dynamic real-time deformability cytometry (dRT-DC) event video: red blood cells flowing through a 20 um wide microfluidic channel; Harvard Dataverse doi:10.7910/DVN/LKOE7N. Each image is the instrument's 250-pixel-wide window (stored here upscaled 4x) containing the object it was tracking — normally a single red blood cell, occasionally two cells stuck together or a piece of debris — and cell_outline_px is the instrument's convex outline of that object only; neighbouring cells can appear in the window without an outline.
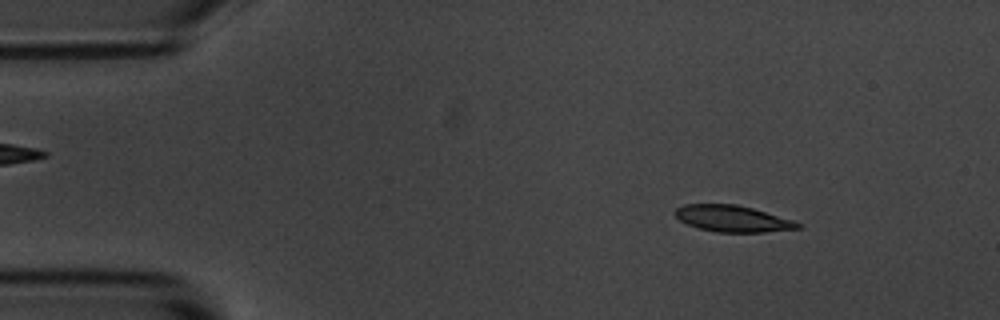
{"species": "common noctule bat (a hibernating species)", "species_latin": "Nyctalus noctula", "temperature_condition": "room temperature", "stored_images_in_passage": 4, "segment_of_instrument_passage": [1, 2], "camera_frame_rate_fps": 3000, "um_per_image_px": 0.085, "animal": {"sex": "male", "body_mass_g": 20.1, "forearm_length_mm": 53.5}, "frame": {"image": 1, "passage_image": 1, "time_ms": 0.0, "image_size_px": [1000, 320], "cell_outline_px": [[800, 228], [764, 232], [716, 232], [700, 228], [688, 224], [680, 220], [672, 212], [676, 208], [684, 204], [736, 204], [752, 208], [792, 220], [800, 224]], "centroid_in_image_um": [62.22, 18.58], "position_along_channel_um": 22.8, "area_um2": 18.67}}